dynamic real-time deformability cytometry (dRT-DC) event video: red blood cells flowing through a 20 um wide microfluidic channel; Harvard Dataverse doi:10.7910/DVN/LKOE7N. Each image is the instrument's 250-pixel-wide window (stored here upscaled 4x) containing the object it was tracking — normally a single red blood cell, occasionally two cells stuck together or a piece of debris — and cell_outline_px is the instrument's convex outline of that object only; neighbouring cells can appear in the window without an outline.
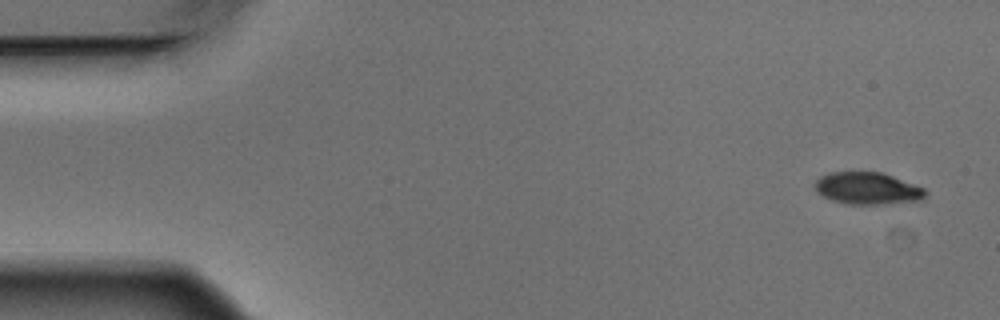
{"species": "Egyptian fruit bat (a non-hibernating species)", "species_latin": "Rousettus aegyptiacus", "temperature_condition": "warm", "stored_images_in_passage": 5, "camera_frame_rate_fps": 3000, "um_per_image_px": 0.085, "animal": {"sex": "male"}, "frame": {"image": 1, "passage_image": 1, "time_ms": 0.0, "image_size_px": [1000, 320], "cell_outline_px": [[928, 192], [920, 200], [880, 204], [848, 204], [832, 200], [816, 192], [812, 184], [820, 176], [828, 172], [880, 172], [892, 176], [924, 188]], "centroid_in_image_um": [73.68, 16.0], "position_along_channel_um": 11.3, "area_um2": 20.58}}
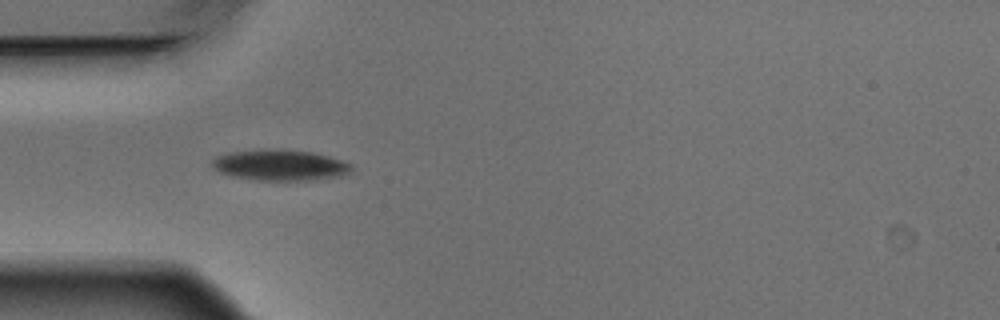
{"frame": {"image": 2, "passage_image": 4, "time_ms": 1.0, "image_size_px": [1000, 320], "cell_outline_px": [[352, 168], [348, 172], [340, 176], [304, 180], [256, 180], [232, 176], [220, 172], [212, 168], [212, 160], [216, 156], [228, 152], [264, 148], [312, 152], [328, 156], [352, 164]], "centroid_in_image_um": [23.73, 14.02], "position_along_channel_um": 61.3, "area_um2": 24.97}}
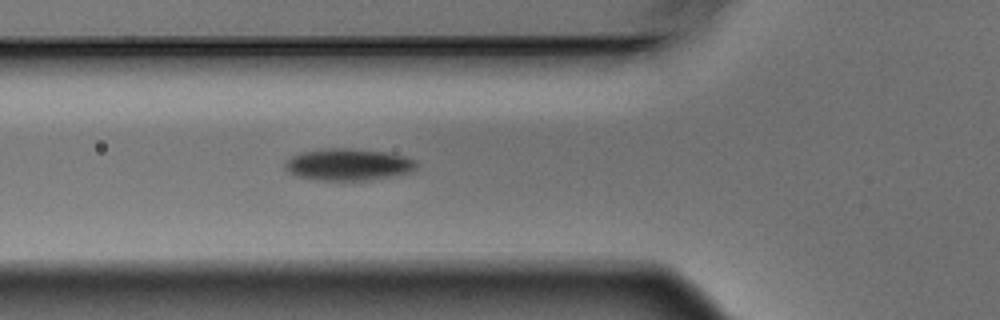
{"frame": {"image": 3, "passage_image": 5, "time_ms": 1.333, "image_size_px": [1000, 320], "cell_outline_px": [[416, 168], [412, 172], [392, 176], [344, 184], [312, 180], [296, 176], [288, 172], [284, 168], [284, 164], [292, 156], [300, 152], [328, 148], [348, 148], [388, 152], [404, 156], [416, 160]], "centroid_in_image_um": [29.57, 14.03], "position_along_channel_um": 96.2, "area_um2": 25.37}}